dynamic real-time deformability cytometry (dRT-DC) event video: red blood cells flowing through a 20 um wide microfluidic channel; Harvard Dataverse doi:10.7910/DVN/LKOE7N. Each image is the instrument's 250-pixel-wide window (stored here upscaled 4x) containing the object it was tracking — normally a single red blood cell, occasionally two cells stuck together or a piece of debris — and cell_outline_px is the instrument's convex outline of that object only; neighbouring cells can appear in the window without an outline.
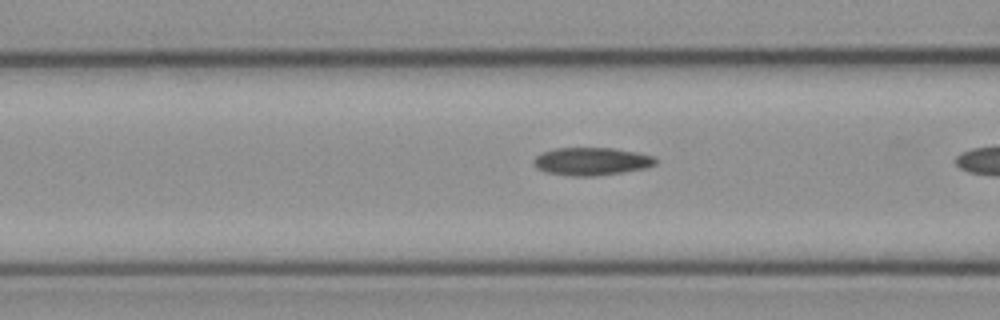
{"species": "common noctule bat (a hibernating species)", "species_latin": "Nyctalus noctula", "temperature_condition": "cold", "stored_images_in_passage": 8, "camera_frame_rate_fps": 3000, "um_per_image_px": 0.085, "animal": {"sex": "female", "body_mass_g": 21.9}, "frame": {"image": 1, "passage_image": 6, "time_ms": 1.667, "image_size_px": [1000, 320], "cell_outline_px": [[656, 164], [648, 168], [596, 176], [572, 176], [548, 172], [536, 168], [532, 164], [532, 160], [536, 156], [544, 152], [556, 148], [612, 148], [636, 152], [652, 156], [656, 160]], "centroid_in_image_um": [50.27, 13.72], "position_along_channel_um": 116.3, "area_um2": 19.71}}